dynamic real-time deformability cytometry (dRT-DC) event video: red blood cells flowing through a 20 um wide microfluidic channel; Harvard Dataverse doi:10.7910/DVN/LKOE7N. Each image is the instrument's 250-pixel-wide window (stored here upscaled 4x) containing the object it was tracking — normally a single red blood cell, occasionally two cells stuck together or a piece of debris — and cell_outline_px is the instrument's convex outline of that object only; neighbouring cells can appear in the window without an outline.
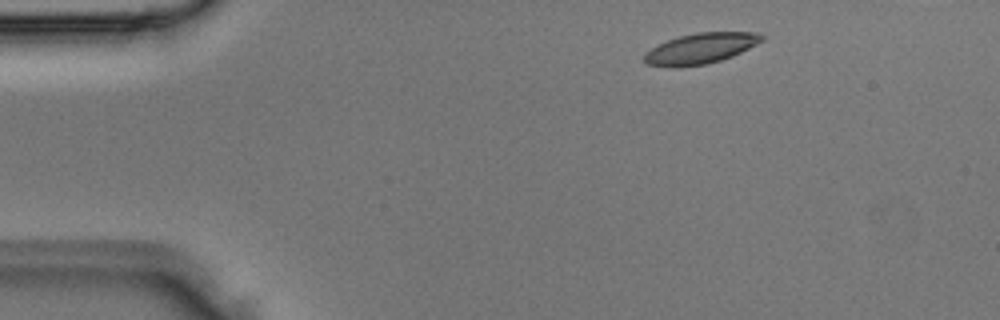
{"species": "Egyptian fruit bat (a non-hibernating species)", "species_latin": "Rousettus aegyptiacus", "temperature_condition": "room temperature", "stored_images_in_passage": 3, "camera_frame_rate_fps": 3000, "um_per_image_px": 0.085, "animal": {"sex": "male"}, "frame": {"image": 1, "passage_image": 1, "time_ms": 0.0, "image_size_px": [1000, 320], "cell_outline_px": [[764, 40], [732, 56], [720, 60], [704, 64], [672, 68], [648, 64], [644, 60], [644, 52], [668, 40], [680, 36], [696, 32], [760, 32], [764, 36]], "centroid_in_image_um": [59.56, 4.11], "position_along_channel_um": 25.4, "area_um2": 20.81}}